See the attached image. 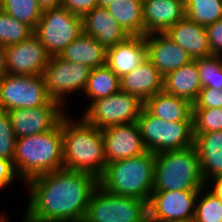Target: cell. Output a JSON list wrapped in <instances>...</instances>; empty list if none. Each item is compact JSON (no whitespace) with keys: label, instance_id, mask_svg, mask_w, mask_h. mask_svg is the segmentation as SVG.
Instances as JSON below:
<instances>
[{"label":"cell","instance_id":"obj_24","mask_svg":"<svg viewBox=\"0 0 222 222\" xmlns=\"http://www.w3.org/2000/svg\"><path fill=\"white\" fill-rule=\"evenodd\" d=\"M192 105L188 100L164 91L149 97L144 102V108L152 116L169 122L193 121Z\"/></svg>","mask_w":222,"mask_h":222},{"label":"cell","instance_id":"obj_32","mask_svg":"<svg viewBox=\"0 0 222 222\" xmlns=\"http://www.w3.org/2000/svg\"><path fill=\"white\" fill-rule=\"evenodd\" d=\"M202 88L222 89V59L210 55L196 59Z\"/></svg>","mask_w":222,"mask_h":222},{"label":"cell","instance_id":"obj_28","mask_svg":"<svg viewBox=\"0 0 222 222\" xmlns=\"http://www.w3.org/2000/svg\"><path fill=\"white\" fill-rule=\"evenodd\" d=\"M185 16L206 27L222 19V0H184Z\"/></svg>","mask_w":222,"mask_h":222},{"label":"cell","instance_id":"obj_13","mask_svg":"<svg viewBox=\"0 0 222 222\" xmlns=\"http://www.w3.org/2000/svg\"><path fill=\"white\" fill-rule=\"evenodd\" d=\"M16 138L45 133L54 129L66 114L64 108L51 100L45 106L7 111Z\"/></svg>","mask_w":222,"mask_h":222},{"label":"cell","instance_id":"obj_38","mask_svg":"<svg viewBox=\"0 0 222 222\" xmlns=\"http://www.w3.org/2000/svg\"><path fill=\"white\" fill-rule=\"evenodd\" d=\"M14 178H16L17 181L20 180L13 163L6 159H0V190L11 185L15 180Z\"/></svg>","mask_w":222,"mask_h":222},{"label":"cell","instance_id":"obj_43","mask_svg":"<svg viewBox=\"0 0 222 222\" xmlns=\"http://www.w3.org/2000/svg\"><path fill=\"white\" fill-rule=\"evenodd\" d=\"M8 218L4 214L0 215V222H8Z\"/></svg>","mask_w":222,"mask_h":222},{"label":"cell","instance_id":"obj_37","mask_svg":"<svg viewBox=\"0 0 222 222\" xmlns=\"http://www.w3.org/2000/svg\"><path fill=\"white\" fill-rule=\"evenodd\" d=\"M61 6L71 13L83 17L86 13L98 7L97 0H62Z\"/></svg>","mask_w":222,"mask_h":222},{"label":"cell","instance_id":"obj_34","mask_svg":"<svg viewBox=\"0 0 222 222\" xmlns=\"http://www.w3.org/2000/svg\"><path fill=\"white\" fill-rule=\"evenodd\" d=\"M16 139L8 112L0 111V159L13 163Z\"/></svg>","mask_w":222,"mask_h":222},{"label":"cell","instance_id":"obj_17","mask_svg":"<svg viewBox=\"0 0 222 222\" xmlns=\"http://www.w3.org/2000/svg\"><path fill=\"white\" fill-rule=\"evenodd\" d=\"M184 16V0H144V36L165 33Z\"/></svg>","mask_w":222,"mask_h":222},{"label":"cell","instance_id":"obj_11","mask_svg":"<svg viewBox=\"0 0 222 222\" xmlns=\"http://www.w3.org/2000/svg\"><path fill=\"white\" fill-rule=\"evenodd\" d=\"M90 70L84 64L69 62L59 56L50 57L42 74L49 98L64 107L67 94L84 91Z\"/></svg>","mask_w":222,"mask_h":222},{"label":"cell","instance_id":"obj_25","mask_svg":"<svg viewBox=\"0 0 222 222\" xmlns=\"http://www.w3.org/2000/svg\"><path fill=\"white\" fill-rule=\"evenodd\" d=\"M59 57L93 69L106 65L107 49L94 37L82 33L60 53Z\"/></svg>","mask_w":222,"mask_h":222},{"label":"cell","instance_id":"obj_4","mask_svg":"<svg viewBox=\"0 0 222 222\" xmlns=\"http://www.w3.org/2000/svg\"><path fill=\"white\" fill-rule=\"evenodd\" d=\"M155 154L140 155L106 164L98 184L106 191L149 201L153 192Z\"/></svg>","mask_w":222,"mask_h":222},{"label":"cell","instance_id":"obj_8","mask_svg":"<svg viewBox=\"0 0 222 222\" xmlns=\"http://www.w3.org/2000/svg\"><path fill=\"white\" fill-rule=\"evenodd\" d=\"M82 33V17L60 6L42 12L33 34L53 57L59 56Z\"/></svg>","mask_w":222,"mask_h":222},{"label":"cell","instance_id":"obj_14","mask_svg":"<svg viewBox=\"0 0 222 222\" xmlns=\"http://www.w3.org/2000/svg\"><path fill=\"white\" fill-rule=\"evenodd\" d=\"M5 51L8 74L42 75L50 58L34 34L18 44L6 46Z\"/></svg>","mask_w":222,"mask_h":222},{"label":"cell","instance_id":"obj_22","mask_svg":"<svg viewBox=\"0 0 222 222\" xmlns=\"http://www.w3.org/2000/svg\"><path fill=\"white\" fill-rule=\"evenodd\" d=\"M194 147L200 162L205 185L222 175V130L194 133Z\"/></svg>","mask_w":222,"mask_h":222},{"label":"cell","instance_id":"obj_39","mask_svg":"<svg viewBox=\"0 0 222 222\" xmlns=\"http://www.w3.org/2000/svg\"><path fill=\"white\" fill-rule=\"evenodd\" d=\"M213 179V180H212ZM210 179L212 181L214 187H210L211 190H209L212 194H214L216 197H219L222 200V175L217 176Z\"/></svg>","mask_w":222,"mask_h":222},{"label":"cell","instance_id":"obj_30","mask_svg":"<svg viewBox=\"0 0 222 222\" xmlns=\"http://www.w3.org/2000/svg\"><path fill=\"white\" fill-rule=\"evenodd\" d=\"M204 186L196 198L194 222H222V200ZM204 195V196H203Z\"/></svg>","mask_w":222,"mask_h":222},{"label":"cell","instance_id":"obj_1","mask_svg":"<svg viewBox=\"0 0 222 222\" xmlns=\"http://www.w3.org/2000/svg\"><path fill=\"white\" fill-rule=\"evenodd\" d=\"M29 204L22 222H83L98 178L60 169L31 178Z\"/></svg>","mask_w":222,"mask_h":222},{"label":"cell","instance_id":"obj_12","mask_svg":"<svg viewBox=\"0 0 222 222\" xmlns=\"http://www.w3.org/2000/svg\"><path fill=\"white\" fill-rule=\"evenodd\" d=\"M199 190L153 191L148 201V222H185L194 219Z\"/></svg>","mask_w":222,"mask_h":222},{"label":"cell","instance_id":"obj_23","mask_svg":"<svg viewBox=\"0 0 222 222\" xmlns=\"http://www.w3.org/2000/svg\"><path fill=\"white\" fill-rule=\"evenodd\" d=\"M201 89L202 84L196 60H192L164 76L163 91L184 98L191 104L196 101Z\"/></svg>","mask_w":222,"mask_h":222},{"label":"cell","instance_id":"obj_19","mask_svg":"<svg viewBox=\"0 0 222 222\" xmlns=\"http://www.w3.org/2000/svg\"><path fill=\"white\" fill-rule=\"evenodd\" d=\"M165 34L183 48L193 60L212 55L206 27L186 16L170 27Z\"/></svg>","mask_w":222,"mask_h":222},{"label":"cell","instance_id":"obj_21","mask_svg":"<svg viewBox=\"0 0 222 222\" xmlns=\"http://www.w3.org/2000/svg\"><path fill=\"white\" fill-rule=\"evenodd\" d=\"M164 76L147 57L132 72L120 78V90L137 96L142 101L163 91Z\"/></svg>","mask_w":222,"mask_h":222},{"label":"cell","instance_id":"obj_29","mask_svg":"<svg viewBox=\"0 0 222 222\" xmlns=\"http://www.w3.org/2000/svg\"><path fill=\"white\" fill-rule=\"evenodd\" d=\"M0 9L11 17L27 24L33 30L43 12L37 0H0Z\"/></svg>","mask_w":222,"mask_h":222},{"label":"cell","instance_id":"obj_5","mask_svg":"<svg viewBox=\"0 0 222 222\" xmlns=\"http://www.w3.org/2000/svg\"><path fill=\"white\" fill-rule=\"evenodd\" d=\"M204 186L194 145L155 154L153 191L201 190Z\"/></svg>","mask_w":222,"mask_h":222},{"label":"cell","instance_id":"obj_36","mask_svg":"<svg viewBox=\"0 0 222 222\" xmlns=\"http://www.w3.org/2000/svg\"><path fill=\"white\" fill-rule=\"evenodd\" d=\"M206 31L212 55L222 56V19L206 26Z\"/></svg>","mask_w":222,"mask_h":222},{"label":"cell","instance_id":"obj_3","mask_svg":"<svg viewBox=\"0 0 222 222\" xmlns=\"http://www.w3.org/2000/svg\"><path fill=\"white\" fill-rule=\"evenodd\" d=\"M13 165L22 183L63 169L62 119L45 133L17 138Z\"/></svg>","mask_w":222,"mask_h":222},{"label":"cell","instance_id":"obj_15","mask_svg":"<svg viewBox=\"0 0 222 222\" xmlns=\"http://www.w3.org/2000/svg\"><path fill=\"white\" fill-rule=\"evenodd\" d=\"M106 164L140 155L147 151L136 122L109 126L102 130Z\"/></svg>","mask_w":222,"mask_h":222},{"label":"cell","instance_id":"obj_10","mask_svg":"<svg viewBox=\"0 0 222 222\" xmlns=\"http://www.w3.org/2000/svg\"><path fill=\"white\" fill-rule=\"evenodd\" d=\"M50 101L43 75L7 73L0 80V111L45 106Z\"/></svg>","mask_w":222,"mask_h":222},{"label":"cell","instance_id":"obj_41","mask_svg":"<svg viewBox=\"0 0 222 222\" xmlns=\"http://www.w3.org/2000/svg\"><path fill=\"white\" fill-rule=\"evenodd\" d=\"M8 73L5 47L0 45V80Z\"/></svg>","mask_w":222,"mask_h":222},{"label":"cell","instance_id":"obj_7","mask_svg":"<svg viewBox=\"0 0 222 222\" xmlns=\"http://www.w3.org/2000/svg\"><path fill=\"white\" fill-rule=\"evenodd\" d=\"M83 222H148V202L112 194L98 185Z\"/></svg>","mask_w":222,"mask_h":222},{"label":"cell","instance_id":"obj_6","mask_svg":"<svg viewBox=\"0 0 222 222\" xmlns=\"http://www.w3.org/2000/svg\"><path fill=\"white\" fill-rule=\"evenodd\" d=\"M137 123L144 146L154 154L194 145L193 121H165L143 108Z\"/></svg>","mask_w":222,"mask_h":222},{"label":"cell","instance_id":"obj_20","mask_svg":"<svg viewBox=\"0 0 222 222\" xmlns=\"http://www.w3.org/2000/svg\"><path fill=\"white\" fill-rule=\"evenodd\" d=\"M147 58L145 36H130L107 49L106 65L119 77L132 72Z\"/></svg>","mask_w":222,"mask_h":222},{"label":"cell","instance_id":"obj_9","mask_svg":"<svg viewBox=\"0 0 222 222\" xmlns=\"http://www.w3.org/2000/svg\"><path fill=\"white\" fill-rule=\"evenodd\" d=\"M83 118L95 128L136 122L144 108V101L123 91L97 99L87 105Z\"/></svg>","mask_w":222,"mask_h":222},{"label":"cell","instance_id":"obj_33","mask_svg":"<svg viewBox=\"0 0 222 222\" xmlns=\"http://www.w3.org/2000/svg\"><path fill=\"white\" fill-rule=\"evenodd\" d=\"M193 133L222 130V108H192Z\"/></svg>","mask_w":222,"mask_h":222},{"label":"cell","instance_id":"obj_16","mask_svg":"<svg viewBox=\"0 0 222 222\" xmlns=\"http://www.w3.org/2000/svg\"><path fill=\"white\" fill-rule=\"evenodd\" d=\"M145 40L147 57L163 76L193 60L183 48L174 43L165 33L145 35Z\"/></svg>","mask_w":222,"mask_h":222},{"label":"cell","instance_id":"obj_26","mask_svg":"<svg viewBox=\"0 0 222 222\" xmlns=\"http://www.w3.org/2000/svg\"><path fill=\"white\" fill-rule=\"evenodd\" d=\"M105 9L130 36H144L142 0H115Z\"/></svg>","mask_w":222,"mask_h":222},{"label":"cell","instance_id":"obj_35","mask_svg":"<svg viewBox=\"0 0 222 222\" xmlns=\"http://www.w3.org/2000/svg\"><path fill=\"white\" fill-rule=\"evenodd\" d=\"M192 108H222V89L202 88Z\"/></svg>","mask_w":222,"mask_h":222},{"label":"cell","instance_id":"obj_2","mask_svg":"<svg viewBox=\"0 0 222 222\" xmlns=\"http://www.w3.org/2000/svg\"><path fill=\"white\" fill-rule=\"evenodd\" d=\"M71 118L68 114L62 117L63 168L99 178L106 166L102 130L83 117L77 121Z\"/></svg>","mask_w":222,"mask_h":222},{"label":"cell","instance_id":"obj_31","mask_svg":"<svg viewBox=\"0 0 222 222\" xmlns=\"http://www.w3.org/2000/svg\"><path fill=\"white\" fill-rule=\"evenodd\" d=\"M34 30L0 9V45L6 47L28 39Z\"/></svg>","mask_w":222,"mask_h":222},{"label":"cell","instance_id":"obj_18","mask_svg":"<svg viewBox=\"0 0 222 222\" xmlns=\"http://www.w3.org/2000/svg\"><path fill=\"white\" fill-rule=\"evenodd\" d=\"M83 33L94 37L106 49L127 40L130 35L102 7H96L82 17Z\"/></svg>","mask_w":222,"mask_h":222},{"label":"cell","instance_id":"obj_40","mask_svg":"<svg viewBox=\"0 0 222 222\" xmlns=\"http://www.w3.org/2000/svg\"><path fill=\"white\" fill-rule=\"evenodd\" d=\"M39 7L44 11L61 6L62 0H37Z\"/></svg>","mask_w":222,"mask_h":222},{"label":"cell","instance_id":"obj_42","mask_svg":"<svg viewBox=\"0 0 222 222\" xmlns=\"http://www.w3.org/2000/svg\"><path fill=\"white\" fill-rule=\"evenodd\" d=\"M98 1V7L105 8L106 6L110 5L115 0H97Z\"/></svg>","mask_w":222,"mask_h":222},{"label":"cell","instance_id":"obj_27","mask_svg":"<svg viewBox=\"0 0 222 222\" xmlns=\"http://www.w3.org/2000/svg\"><path fill=\"white\" fill-rule=\"evenodd\" d=\"M120 91V78L107 66L90 70L84 89L91 103L97 99L113 95Z\"/></svg>","mask_w":222,"mask_h":222}]
</instances>
